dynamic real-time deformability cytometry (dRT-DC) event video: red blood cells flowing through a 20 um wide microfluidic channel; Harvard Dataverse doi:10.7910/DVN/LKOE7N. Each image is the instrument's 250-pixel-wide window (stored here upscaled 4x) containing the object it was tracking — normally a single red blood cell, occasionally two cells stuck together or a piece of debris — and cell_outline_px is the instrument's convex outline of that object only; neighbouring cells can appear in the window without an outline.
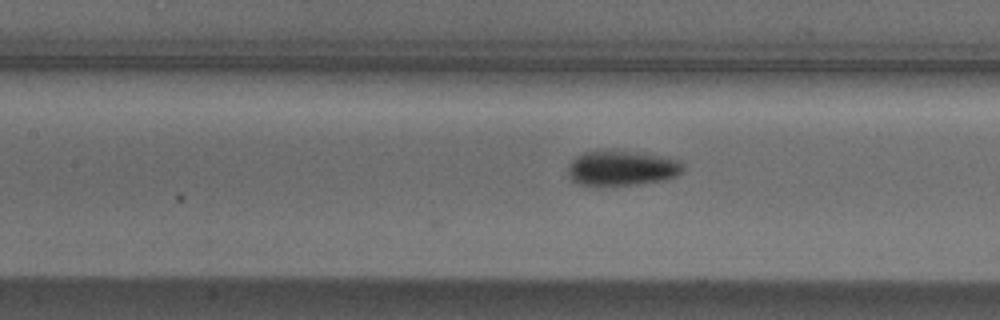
{"species": "Egyptian fruit bat (a non-hibernating species)", "species_latin": "Rousettus aegyptiacus", "temperature_condition": "cold", "stored_images_in_passage": 7, "camera_frame_rate_fps": 3000, "um_per_image_px": 0.085, "animal": {"sex": "male"}, "frame": {"image": 1, "passage_image": 7, "time_ms": 2.0, "image_size_px": [1000, 320], "cell_outline_px": [[684, 168], [676, 176], [660, 180], [640, 184], [600, 188], [576, 184], [568, 176], [568, 164], [576, 156], [584, 152], [600, 148], [612, 148], [680, 160]], "centroid_in_image_um": [52.73, 14.3], "position_along_channel_um": 154.7, "area_um2": 24.51}}